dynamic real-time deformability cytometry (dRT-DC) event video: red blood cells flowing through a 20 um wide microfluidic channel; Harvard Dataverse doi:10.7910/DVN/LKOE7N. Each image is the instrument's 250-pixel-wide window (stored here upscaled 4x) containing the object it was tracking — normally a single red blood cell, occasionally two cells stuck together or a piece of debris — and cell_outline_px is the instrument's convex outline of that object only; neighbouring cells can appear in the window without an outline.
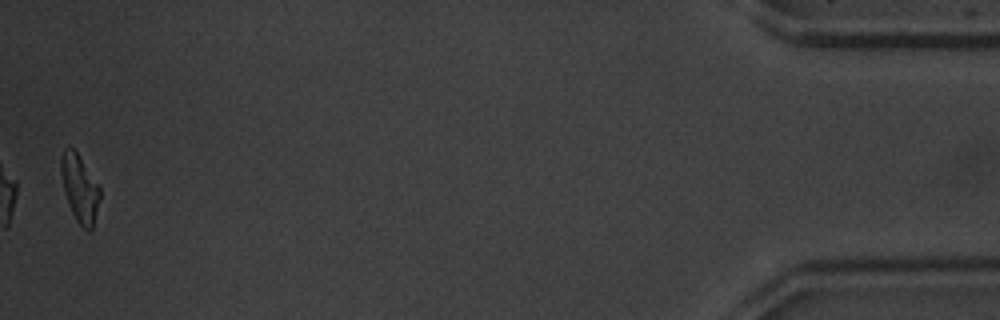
{"species": "common noctule bat (a hibernating species)", "species_latin": "Nyctalus noctula", "temperature_condition": "warm", "stored_images_in_passage": 39, "camera_frame_rate_fps": 3000, "um_per_image_px": 0.085, "animal": {"sex": "male", "body_mass_g": 20.1, "forearm_length_mm": 53.5}, "frame": {"image": 1, "passage_image": 39, "time_ms": 12.667, "image_size_px": [1000, 320], "cell_outline_px": [[100, 196], [92, 232], [88, 232], [76, 220], [68, 204], [64, 192], [60, 172], [60, 160], [64, 148], [68, 144], [76, 152], [100, 188]], "centroid_in_image_um": [6.75, 16.02], "position_along_channel_um": 428.5, "area_um2": 15.2}, "authors_computed_cell_mechanics": {"area_um2": 16.5308, "velocity_mm_per_s": 3.9103, "shape_relaxation_time_tau1_ms": 3.3697, "shape_relaxation_time_tau2_ms": null, "deformation_change_tau1": 0.1775, "deformation_change_tau2": null}}